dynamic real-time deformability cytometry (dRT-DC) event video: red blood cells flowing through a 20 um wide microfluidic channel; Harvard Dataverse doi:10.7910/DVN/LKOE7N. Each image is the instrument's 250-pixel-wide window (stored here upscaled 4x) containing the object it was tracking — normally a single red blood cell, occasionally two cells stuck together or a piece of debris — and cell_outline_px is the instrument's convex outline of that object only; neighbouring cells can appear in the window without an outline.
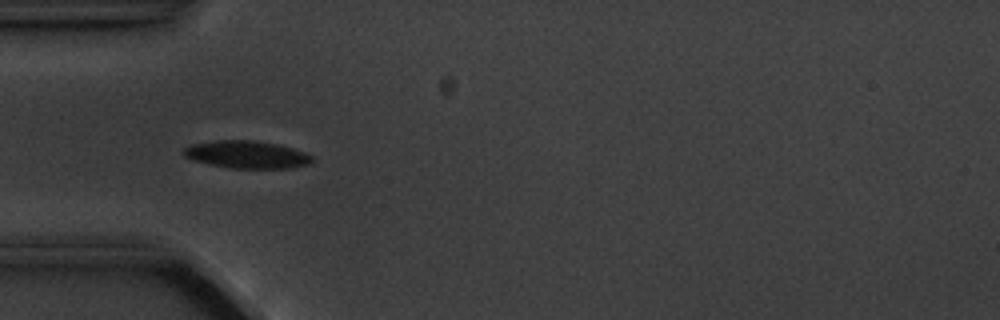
{"species": "common noctule bat (a hibernating species)", "species_latin": "Nyctalus noctula", "temperature_condition": "cold", "stored_images_in_passage": 6, "camera_frame_rate_fps": 3000, "um_per_image_px": 0.085, "animal": {"sex": "male", "body_mass_g": 20.1, "forearm_length_mm": 53.5}, "frame": {"image": 1, "passage_image": 5, "time_ms": 4.667, "image_size_px": [1000, 320], "cell_outline_px": [[312, 164], [292, 168], [232, 168], [192, 160], [184, 156], [180, 152], [184, 148], [192, 144], [216, 140], [252, 140], [276, 144], [292, 148], [304, 152], [312, 156]], "centroid_in_image_um": [20.97, 13.14], "position_along_channel_um": 64.0, "area_um2": 20.58}}